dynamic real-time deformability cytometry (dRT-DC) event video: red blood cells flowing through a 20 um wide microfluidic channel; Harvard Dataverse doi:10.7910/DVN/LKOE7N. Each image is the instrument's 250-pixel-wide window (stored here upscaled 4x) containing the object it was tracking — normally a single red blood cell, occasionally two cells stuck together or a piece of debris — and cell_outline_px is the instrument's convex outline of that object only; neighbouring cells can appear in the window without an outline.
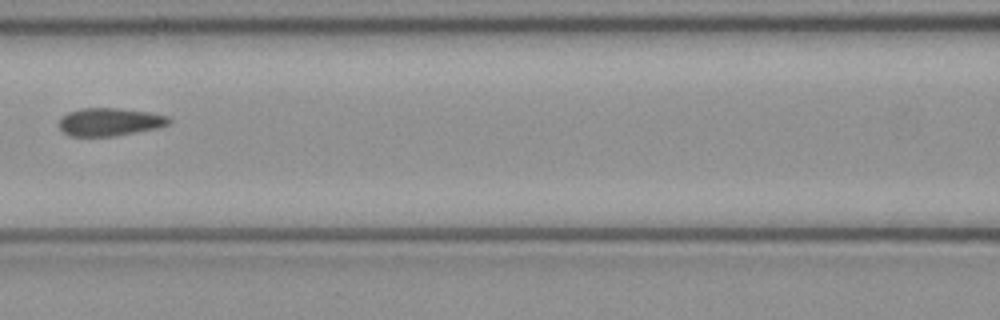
{"species": "common noctule bat (a hibernating species)", "species_latin": "Nyctalus noctula", "temperature_condition": "cold", "stored_images_in_passage": 6, "camera_frame_rate_fps": 3000, "um_per_image_px": 0.085, "animal": {"sex": "female", "body_mass_g": 21.9}, "frame": {"image": 1, "passage_image": 6, "time_ms": 1.667, "image_size_px": [1000, 320], "cell_outline_px": [[172, 120], [168, 124], [160, 128], [116, 136], [68, 136], [60, 128], [60, 116], [68, 112], [80, 108], [116, 108], [148, 112], [168, 116]], "centroid_in_image_um": [9.33, 10.36], "position_along_channel_um": 157.3, "area_um2": 18.03}}